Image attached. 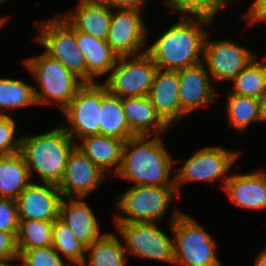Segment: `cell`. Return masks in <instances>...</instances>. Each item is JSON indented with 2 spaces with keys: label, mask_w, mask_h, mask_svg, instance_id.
<instances>
[{
  "label": "cell",
  "mask_w": 266,
  "mask_h": 266,
  "mask_svg": "<svg viewBox=\"0 0 266 266\" xmlns=\"http://www.w3.org/2000/svg\"><path fill=\"white\" fill-rule=\"evenodd\" d=\"M179 16V21L146 49L160 70L177 71L203 60L204 41L208 34L204 28L211 27L215 16L186 12H181Z\"/></svg>",
  "instance_id": "6da1fadb"
},
{
  "label": "cell",
  "mask_w": 266,
  "mask_h": 266,
  "mask_svg": "<svg viewBox=\"0 0 266 266\" xmlns=\"http://www.w3.org/2000/svg\"><path fill=\"white\" fill-rule=\"evenodd\" d=\"M129 138L122 148L121 166L117 177L144 186H175V178L169 179L174 160L166 151L160 135ZM150 139V140H149Z\"/></svg>",
  "instance_id": "7a4b0ae2"
},
{
  "label": "cell",
  "mask_w": 266,
  "mask_h": 266,
  "mask_svg": "<svg viewBox=\"0 0 266 266\" xmlns=\"http://www.w3.org/2000/svg\"><path fill=\"white\" fill-rule=\"evenodd\" d=\"M76 143L60 125L49 132L22 136L20 153L30 177L35 172L41 183L58 185L65 170L68 156Z\"/></svg>",
  "instance_id": "3957f363"
},
{
  "label": "cell",
  "mask_w": 266,
  "mask_h": 266,
  "mask_svg": "<svg viewBox=\"0 0 266 266\" xmlns=\"http://www.w3.org/2000/svg\"><path fill=\"white\" fill-rule=\"evenodd\" d=\"M169 220L175 265L221 266L216 241L193 217L175 210Z\"/></svg>",
  "instance_id": "277c9868"
},
{
  "label": "cell",
  "mask_w": 266,
  "mask_h": 266,
  "mask_svg": "<svg viewBox=\"0 0 266 266\" xmlns=\"http://www.w3.org/2000/svg\"><path fill=\"white\" fill-rule=\"evenodd\" d=\"M26 68L39 84L34 87L38 105L54 104L63 110L84 82L46 53L24 59Z\"/></svg>",
  "instance_id": "5b68a950"
},
{
  "label": "cell",
  "mask_w": 266,
  "mask_h": 266,
  "mask_svg": "<svg viewBox=\"0 0 266 266\" xmlns=\"http://www.w3.org/2000/svg\"><path fill=\"white\" fill-rule=\"evenodd\" d=\"M175 195H178L175 186L134 185L118 196L115 206L122 215H115L114 221L159 222Z\"/></svg>",
  "instance_id": "8992f818"
},
{
  "label": "cell",
  "mask_w": 266,
  "mask_h": 266,
  "mask_svg": "<svg viewBox=\"0 0 266 266\" xmlns=\"http://www.w3.org/2000/svg\"><path fill=\"white\" fill-rule=\"evenodd\" d=\"M39 33L35 38L48 56L59 61L84 83H87V66L83 53L78 49L76 31L61 16L37 23Z\"/></svg>",
  "instance_id": "52a82bcc"
},
{
  "label": "cell",
  "mask_w": 266,
  "mask_h": 266,
  "mask_svg": "<svg viewBox=\"0 0 266 266\" xmlns=\"http://www.w3.org/2000/svg\"><path fill=\"white\" fill-rule=\"evenodd\" d=\"M157 70L158 67L146 52L118 57L103 84L111 94L121 98L145 97L149 95Z\"/></svg>",
  "instance_id": "ba28073f"
},
{
  "label": "cell",
  "mask_w": 266,
  "mask_h": 266,
  "mask_svg": "<svg viewBox=\"0 0 266 266\" xmlns=\"http://www.w3.org/2000/svg\"><path fill=\"white\" fill-rule=\"evenodd\" d=\"M127 254L174 264L173 238L155 222H115ZM121 234V235H120Z\"/></svg>",
  "instance_id": "9c48e42d"
},
{
  "label": "cell",
  "mask_w": 266,
  "mask_h": 266,
  "mask_svg": "<svg viewBox=\"0 0 266 266\" xmlns=\"http://www.w3.org/2000/svg\"><path fill=\"white\" fill-rule=\"evenodd\" d=\"M239 154L240 152L226 150L220 146L203 147L194 152L174 175L177 193L179 194L182 183L192 181L214 182L222 179L223 189L229 178L226 172L231 169Z\"/></svg>",
  "instance_id": "30bf717a"
},
{
  "label": "cell",
  "mask_w": 266,
  "mask_h": 266,
  "mask_svg": "<svg viewBox=\"0 0 266 266\" xmlns=\"http://www.w3.org/2000/svg\"><path fill=\"white\" fill-rule=\"evenodd\" d=\"M100 108L101 83L97 81L84 83L62 110L67 123L61 126L75 143L77 139L99 134Z\"/></svg>",
  "instance_id": "8fae6325"
},
{
  "label": "cell",
  "mask_w": 266,
  "mask_h": 266,
  "mask_svg": "<svg viewBox=\"0 0 266 266\" xmlns=\"http://www.w3.org/2000/svg\"><path fill=\"white\" fill-rule=\"evenodd\" d=\"M256 57L251 50L228 39L209 41V33L205 38L202 63L217 83L231 82Z\"/></svg>",
  "instance_id": "7c38bea8"
},
{
  "label": "cell",
  "mask_w": 266,
  "mask_h": 266,
  "mask_svg": "<svg viewBox=\"0 0 266 266\" xmlns=\"http://www.w3.org/2000/svg\"><path fill=\"white\" fill-rule=\"evenodd\" d=\"M112 10L106 42L118 57L139 55L146 45L147 28L142 11L134 9Z\"/></svg>",
  "instance_id": "4fadbf2b"
},
{
  "label": "cell",
  "mask_w": 266,
  "mask_h": 266,
  "mask_svg": "<svg viewBox=\"0 0 266 266\" xmlns=\"http://www.w3.org/2000/svg\"><path fill=\"white\" fill-rule=\"evenodd\" d=\"M107 176L78 147L70 152L58 189L62 198H86Z\"/></svg>",
  "instance_id": "5bb4252c"
},
{
  "label": "cell",
  "mask_w": 266,
  "mask_h": 266,
  "mask_svg": "<svg viewBox=\"0 0 266 266\" xmlns=\"http://www.w3.org/2000/svg\"><path fill=\"white\" fill-rule=\"evenodd\" d=\"M62 197L58 186L31 182L15 200L19 220L54 221L59 215Z\"/></svg>",
  "instance_id": "9a60e30c"
},
{
  "label": "cell",
  "mask_w": 266,
  "mask_h": 266,
  "mask_svg": "<svg viewBox=\"0 0 266 266\" xmlns=\"http://www.w3.org/2000/svg\"><path fill=\"white\" fill-rule=\"evenodd\" d=\"M178 78L181 119L195 109L217 101L209 72L202 62L178 70Z\"/></svg>",
  "instance_id": "2e32d148"
},
{
  "label": "cell",
  "mask_w": 266,
  "mask_h": 266,
  "mask_svg": "<svg viewBox=\"0 0 266 266\" xmlns=\"http://www.w3.org/2000/svg\"><path fill=\"white\" fill-rule=\"evenodd\" d=\"M85 198H62L58 217L64 221L72 234L87 248L99 239L101 233L98 219Z\"/></svg>",
  "instance_id": "e0dca14e"
},
{
  "label": "cell",
  "mask_w": 266,
  "mask_h": 266,
  "mask_svg": "<svg viewBox=\"0 0 266 266\" xmlns=\"http://www.w3.org/2000/svg\"><path fill=\"white\" fill-rule=\"evenodd\" d=\"M73 10L61 16L75 31L106 40L112 16L108 4L103 0H79Z\"/></svg>",
  "instance_id": "ac0fdd59"
},
{
  "label": "cell",
  "mask_w": 266,
  "mask_h": 266,
  "mask_svg": "<svg viewBox=\"0 0 266 266\" xmlns=\"http://www.w3.org/2000/svg\"><path fill=\"white\" fill-rule=\"evenodd\" d=\"M148 98L151 100L156 113L169 127L173 122L181 120L178 70L158 69Z\"/></svg>",
  "instance_id": "d6986e66"
},
{
  "label": "cell",
  "mask_w": 266,
  "mask_h": 266,
  "mask_svg": "<svg viewBox=\"0 0 266 266\" xmlns=\"http://www.w3.org/2000/svg\"><path fill=\"white\" fill-rule=\"evenodd\" d=\"M223 190L236 207L266 209V170L229 175Z\"/></svg>",
  "instance_id": "ffe728a7"
},
{
  "label": "cell",
  "mask_w": 266,
  "mask_h": 266,
  "mask_svg": "<svg viewBox=\"0 0 266 266\" xmlns=\"http://www.w3.org/2000/svg\"><path fill=\"white\" fill-rule=\"evenodd\" d=\"M122 107L130 130L136 135H161L169 126L156 113L151 100L145 97H124Z\"/></svg>",
  "instance_id": "44dd1931"
},
{
  "label": "cell",
  "mask_w": 266,
  "mask_h": 266,
  "mask_svg": "<svg viewBox=\"0 0 266 266\" xmlns=\"http://www.w3.org/2000/svg\"><path fill=\"white\" fill-rule=\"evenodd\" d=\"M78 147L97 167L107 174L114 169L116 175L121 166L124 140L106 135H91L84 137ZM107 171V172H106Z\"/></svg>",
  "instance_id": "7402d4cb"
},
{
  "label": "cell",
  "mask_w": 266,
  "mask_h": 266,
  "mask_svg": "<svg viewBox=\"0 0 266 266\" xmlns=\"http://www.w3.org/2000/svg\"><path fill=\"white\" fill-rule=\"evenodd\" d=\"M78 49L83 53L87 66V83H95L100 75L112 70L118 56L106 40L76 31Z\"/></svg>",
  "instance_id": "603a6c76"
},
{
  "label": "cell",
  "mask_w": 266,
  "mask_h": 266,
  "mask_svg": "<svg viewBox=\"0 0 266 266\" xmlns=\"http://www.w3.org/2000/svg\"><path fill=\"white\" fill-rule=\"evenodd\" d=\"M99 134L128 140L136 136L127 124L122 107V98L111 94L101 83V108Z\"/></svg>",
  "instance_id": "cb8c5ba5"
},
{
  "label": "cell",
  "mask_w": 266,
  "mask_h": 266,
  "mask_svg": "<svg viewBox=\"0 0 266 266\" xmlns=\"http://www.w3.org/2000/svg\"><path fill=\"white\" fill-rule=\"evenodd\" d=\"M25 160L20 152L0 156V197L16 200L32 182Z\"/></svg>",
  "instance_id": "d4e9b609"
},
{
  "label": "cell",
  "mask_w": 266,
  "mask_h": 266,
  "mask_svg": "<svg viewBox=\"0 0 266 266\" xmlns=\"http://www.w3.org/2000/svg\"><path fill=\"white\" fill-rule=\"evenodd\" d=\"M226 113L229 124L238 131L244 132L253 122H263V100L240 96L227 92Z\"/></svg>",
  "instance_id": "484cf974"
},
{
  "label": "cell",
  "mask_w": 266,
  "mask_h": 266,
  "mask_svg": "<svg viewBox=\"0 0 266 266\" xmlns=\"http://www.w3.org/2000/svg\"><path fill=\"white\" fill-rule=\"evenodd\" d=\"M88 260L81 266H126L123 241L115 233H104L99 239L86 248Z\"/></svg>",
  "instance_id": "4316f807"
},
{
  "label": "cell",
  "mask_w": 266,
  "mask_h": 266,
  "mask_svg": "<svg viewBox=\"0 0 266 266\" xmlns=\"http://www.w3.org/2000/svg\"><path fill=\"white\" fill-rule=\"evenodd\" d=\"M257 57L242 69L232 82L230 93L263 100L266 96V63Z\"/></svg>",
  "instance_id": "83f0119b"
},
{
  "label": "cell",
  "mask_w": 266,
  "mask_h": 266,
  "mask_svg": "<svg viewBox=\"0 0 266 266\" xmlns=\"http://www.w3.org/2000/svg\"><path fill=\"white\" fill-rule=\"evenodd\" d=\"M30 105H37L34 86L24 79L0 78V115H6V110L12 113V109Z\"/></svg>",
  "instance_id": "f1b7e54d"
},
{
  "label": "cell",
  "mask_w": 266,
  "mask_h": 266,
  "mask_svg": "<svg viewBox=\"0 0 266 266\" xmlns=\"http://www.w3.org/2000/svg\"><path fill=\"white\" fill-rule=\"evenodd\" d=\"M52 247L74 266H81L83 261L87 259L84 255L86 247L72 234L68 225L59 217L53 221Z\"/></svg>",
  "instance_id": "f546056e"
},
{
  "label": "cell",
  "mask_w": 266,
  "mask_h": 266,
  "mask_svg": "<svg viewBox=\"0 0 266 266\" xmlns=\"http://www.w3.org/2000/svg\"><path fill=\"white\" fill-rule=\"evenodd\" d=\"M53 221L19 220L18 249L52 246Z\"/></svg>",
  "instance_id": "4dcf8cb0"
},
{
  "label": "cell",
  "mask_w": 266,
  "mask_h": 266,
  "mask_svg": "<svg viewBox=\"0 0 266 266\" xmlns=\"http://www.w3.org/2000/svg\"><path fill=\"white\" fill-rule=\"evenodd\" d=\"M24 266H74L64 263L60 254L52 247L18 249Z\"/></svg>",
  "instance_id": "1f68e13d"
},
{
  "label": "cell",
  "mask_w": 266,
  "mask_h": 266,
  "mask_svg": "<svg viewBox=\"0 0 266 266\" xmlns=\"http://www.w3.org/2000/svg\"><path fill=\"white\" fill-rule=\"evenodd\" d=\"M16 122L10 115H0V156L20 152L21 136L16 137Z\"/></svg>",
  "instance_id": "d6a6232c"
},
{
  "label": "cell",
  "mask_w": 266,
  "mask_h": 266,
  "mask_svg": "<svg viewBox=\"0 0 266 266\" xmlns=\"http://www.w3.org/2000/svg\"><path fill=\"white\" fill-rule=\"evenodd\" d=\"M19 218L14 199L0 197V230L18 233Z\"/></svg>",
  "instance_id": "836d02e7"
},
{
  "label": "cell",
  "mask_w": 266,
  "mask_h": 266,
  "mask_svg": "<svg viewBox=\"0 0 266 266\" xmlns=\"http://www.w3.org/2000/svg\"><path fill=\"white\" fill-rule=\"evenodd\" d=\"M17 233L0 230V261L12 260L19 256Z\"/></svg>",
  "instance_id": "e575fe53"
},
{
  "label": "cell",
  "mask_w": 266,
  "mask_h": 266,
  "mask_svg": "<svg viewBox=\"0 0 266 266\" xmlns=\"http://www.w3.org/2000/svg\"><path fill=\"white\" fill-rule=\"evenodd\" d=\"M171 13H205V0H164Z\"/></svg>",
  "instance_id": "d590c367"
},
{
  "label": "cell",
  "mask_w": 266,
  "mask_h": 266,
  "mask_svg": "<svg viewBox=\"0 0 266 266\" xmlns=\"http://www.w3.org/2000/svg\"><path fill=\"white\" fill-rule=\"evenodd\" d=\"M247 25L252 26L266 21V0H253V3L244 14Z\"/></svg>",
  "instance_id": "8d00e7d4"
},
{
  "label": "cell",
  "mask_w": 266,
  "mask_h": 266,
  "mask_svg": "<svg viewBox=\"0 0 266 266\" xmlns=\"http://www.w3.org/2000/svg\"><path fill=\"white\" fill-rule=\"evenodd\" d=\"M111 8L143 11L147 0H103Z\"/></svg>",
  "instance_id": "74e56055"
},
{
  "label": "cell",
  "mask_w": 266,
  "mask_h": 266,
  "mask_svg": "<svg viewBox=\"0 0 266 266\" xmlns=\"http://www.w3.org/2000/svg\"><path fill=\"white\" fill-rule=\"evenodd\" d=\"M233 0H205V13L215 16Z\"/></svg>",
  "instance_id": "f35d334b"
},
{
  "label": "cell",
  "mask_w": 266,
  "mask_h": 266,
  "mask_svg": "<svg viewBox=\"0 0 266 266\" xmlns=\"http://www.w3.org/2000/svg\"><path fill=\"white\" fill-rule=\"evenodd\" d=\"M256 256L254 266H266V247Z\"/></svg>",
  "instance_id": "ab89813d"
},
{
  "label": "cell",
  "mask_w": 266,
  "mask_h": 266,
  "mask_svg": "<svg viewBox=\"0 0 266 266\" xmlns=\"http://www.w3.org/2000/svg\"><path fill=\"white\" fill-rule=\"evenodd\" d=\"M19 261L21 262V265H13V264H9V262H13V261ZM9 261V262H8ZM0 266H24L21 258L19 256H17L16 258L12 259V260H2L0 261Z\"/></svg>",
  "instance_id": "60d3db41"
},
{
  "label": "cell",
  "mask_w": 266,
  "mask_h": 266,
  "mask_svg": "<svg viewBox=\"0 0 266 266\" xmlns=\"http://www.w3.org/2000/svg\"><path fill=\"white\" fill-rule=\"evenodd\" d=\"M7 20V17L0 16V29H2L1 26H3L4 23L8 22Z\"/></svg>",
  "instance_id": "b9f144b4"
},
{
  "label": "cell",
  "mask_w": 266,
  "mask_h": 266,
  "mask_svg": "<svg viewBox=\"0 0 266 266\" xmlns=\"http://www.w3.org/2000/svg\"><path fill=\"white\" fill-rule=\"evenodd\" d=\"M263 108H264V120L266 122V96H265V99L263 101Z\"/></svg>",
  "instance_id": "7bdbcfd3"
}]
</instances>
